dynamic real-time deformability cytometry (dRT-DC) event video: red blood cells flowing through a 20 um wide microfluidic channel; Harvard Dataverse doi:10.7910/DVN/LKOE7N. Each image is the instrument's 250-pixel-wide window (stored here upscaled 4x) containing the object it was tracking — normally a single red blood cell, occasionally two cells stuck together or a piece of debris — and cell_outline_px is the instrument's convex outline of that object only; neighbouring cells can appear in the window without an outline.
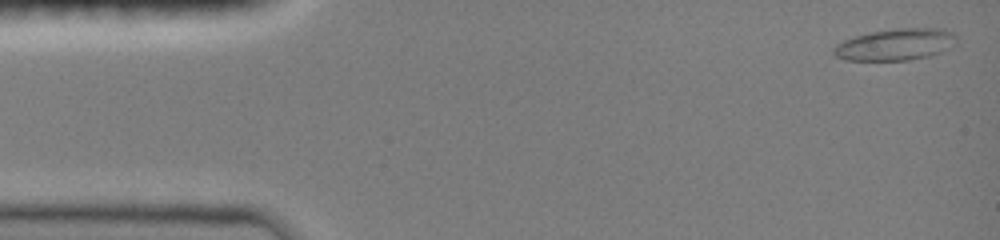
{"species": "common noctule bat (a hibernating species)", "species_latin": "Nyctalus noctula", "temperature_condition": "room temperature", "stored_images_in_passage": 23, "camera_frame_rate_fps": 3000, "um_per_image_px": 0.085, "animal": {"sex": "female", "body_mass_g": 19.0, "forearm_length_mm": 51.5}, "frame": {"image": 1, "passage_image": 1, "time_ms": 0.0, "image_size_px": [1000, 240], "cell_outline_px": [[956, 44], [940, 52], [928, 56], [908, 60], [844, 60], [836, 56], [832, 52], [832, 48], [836, 44], [844, 40], [856, 36], [872, 32], [896, 28], [944, 28], [952, 32], [956, 36]], "centroid_in_image_um": [76.12, 3.78], "position_along_channel_um": 8.9, "area_um2": 22.66}}
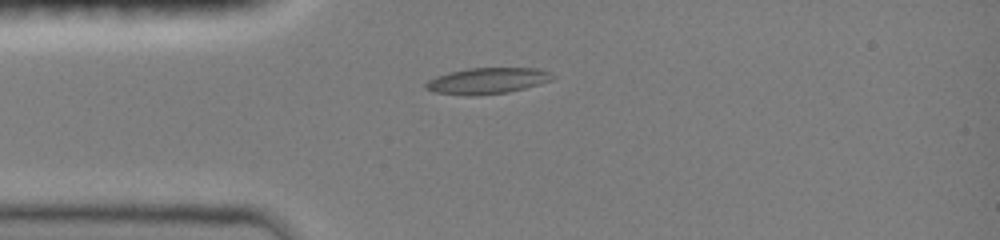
{"frame": {"image": 2, "passage_image": 13, "time_ms": 3.333, "image_size_px": [1000, 240], "cell_outline_px": [[556, 76], [552, 80], [540, 84], [508, 92], [476, 96], [464, 96], [432, 92], [424, 88], [424, 84], [428, 80], [436, 76], [448, 72], [468, 68], [540, 68], [552, 72]], "centroid_in_image_um": [41.41, 6.87], "position_along_channel_um": 43.6, "area_um2": 19.71}}
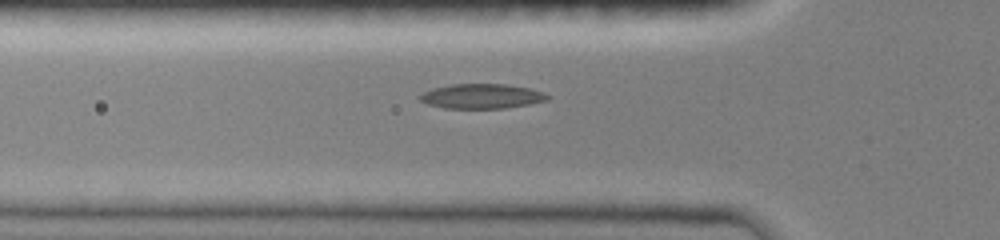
{"frame": {"image": 3, "passage_image": 19, "time_ms": 4.667, "image_size_px": [1000, 240], "cell_outline_px": [[552, 96], [548, 100], [528, 104], [504, 108], [444, 108], [428, 104], [420, 100], [420, 96], [424, 92], [432, 88], [452, 84], [508, 84], [528, 88], [544, 92]], "centroid_in_image_um": [40.98, 8.17], "position_along_channel_um": 84.8, "area_um2": 18.32}}